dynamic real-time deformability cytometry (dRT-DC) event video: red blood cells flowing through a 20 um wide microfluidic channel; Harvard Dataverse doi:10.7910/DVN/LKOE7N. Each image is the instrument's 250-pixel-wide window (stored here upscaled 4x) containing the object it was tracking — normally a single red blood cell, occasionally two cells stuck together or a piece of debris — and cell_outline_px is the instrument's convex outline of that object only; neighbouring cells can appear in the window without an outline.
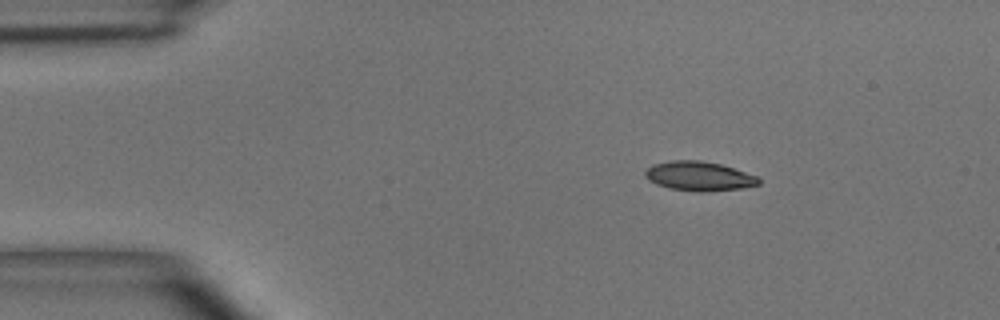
{"species": "common noctule bat (a hibernating species)", "species_latin": "Nyctalus noctula", "temperature_condition": "room temperature", "stored_images_in_passage": 3, "camera_frame_rate_fps": 3000, "um_per_image_px": 0.085, "animal": {"sex": "male", "body_mass_g": 15.6}, "frame": {"image": 1, "passage_image": 1, "time_ms": 0.0, "image_size_px": [1000, 320], "cell_outline_px": [[760, 184], [740, 188], [668, 188], [656, 184], [648, 180], [644, 176], [644, 172], [652, 164], [672, 160], [700, 160], [720, 164], [756, 176], [760, 180]], "centroid_in_image_um": [59.34, 14.9], "position_along_channel_um": 25.7, "area_um2": 18.21}}
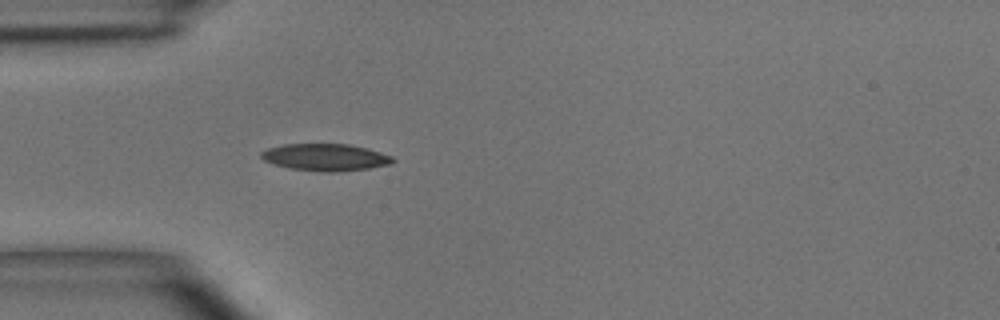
{"frame": {"image": 2, "passage_image": 3, "time_ms": 2.333, "image_size_px": [1000, 320], "cell_outline_px": [[396, 160], [392, 164], [368, 168], [336, 172], [320, 172], [288, 168], [264, 160], [260, 156], [260, 152], [268, 148], [284, 144], [348, 144], [368, 148], [392, 156]], "centroid_in_image_um": [27.68, 13.37], "position_along_channel_um": 57.3, "area_um2": 20.81}}